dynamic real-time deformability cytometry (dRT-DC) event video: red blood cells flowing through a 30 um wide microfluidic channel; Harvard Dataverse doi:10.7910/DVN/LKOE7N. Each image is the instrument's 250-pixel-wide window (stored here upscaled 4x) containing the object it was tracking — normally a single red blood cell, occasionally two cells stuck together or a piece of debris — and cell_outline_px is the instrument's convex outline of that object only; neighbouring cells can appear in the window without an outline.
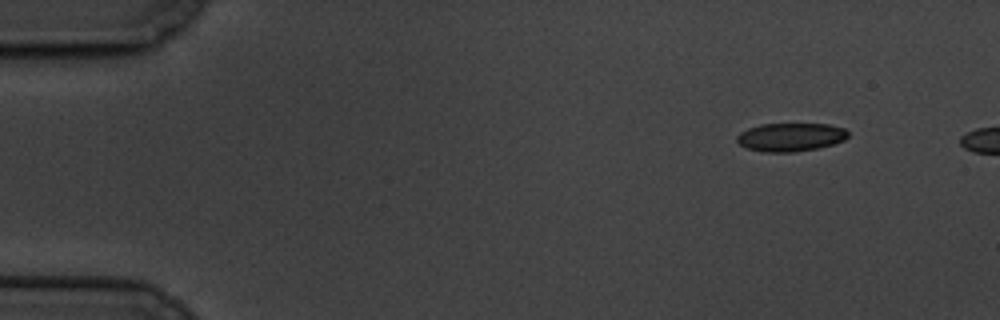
{"species": "common noctule bat (a hibernating species)", "species_latin": "Nyctalus noctula", "temperature_condition": "cold", "stored_images_in_passage": 3, "camera_frame_rate_fps": 3000, "um_per_image_px": 0.085, "animal": {"sex": "male", "body_mass_g": 19.5, "forearm_length_mm": 54.6}, "frame": {"image": 1, "passage_image": 1, "time_ms": 0.0, "image_size_px": [1000, 320], "cell_outline_px": [[848, 136], [844, 140], [832, 144], [816, 148], [792, 152], [764, 152], [748, 148], [740, 144], [736, 140], [736, 136], [740, 132], [748, 128], [760, 124], [828, 124], [844, 128], [848, 132]], "centroid_in_image_um": [67.18, 11.64], "position_along_channel_um": 17.8, "area_um2": 18.26}}